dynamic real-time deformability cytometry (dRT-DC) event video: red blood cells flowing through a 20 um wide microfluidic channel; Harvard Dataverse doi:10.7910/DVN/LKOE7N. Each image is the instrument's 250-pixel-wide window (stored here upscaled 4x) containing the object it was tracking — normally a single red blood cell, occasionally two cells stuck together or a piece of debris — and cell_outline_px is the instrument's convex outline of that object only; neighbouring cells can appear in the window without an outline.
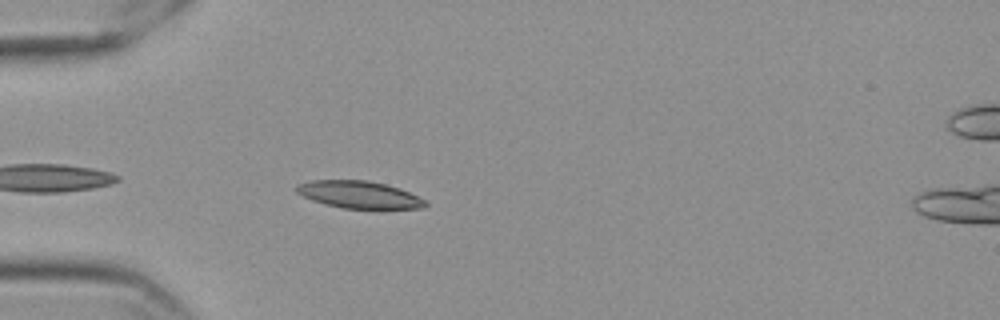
{"species": "Egyptian fruit bat (a non-hibernating species)", "species_latin": "Rousettus aegyptiacus", "temperature_condition": "cold", "stored_images_in_passage": 35, "camera_frame_rate_fps": 3000, "um_per_image_px": 0.085, "frame": {"image": 1, "passage_image": 2, "time_ms": 0.333, "image_size_px": [1000, 320], "cell_outline_px": [[428, 204], [424, 208], [344, 208], [324, 204], [312, 200], [296, 192], [296, 184], [312, 180], [368, 180], [400, 188], [424, 200]], "centroid_in_image_um": [30.49, 16.53], "position_along_channel_um": 54.5, "area_um2": 20.23}}
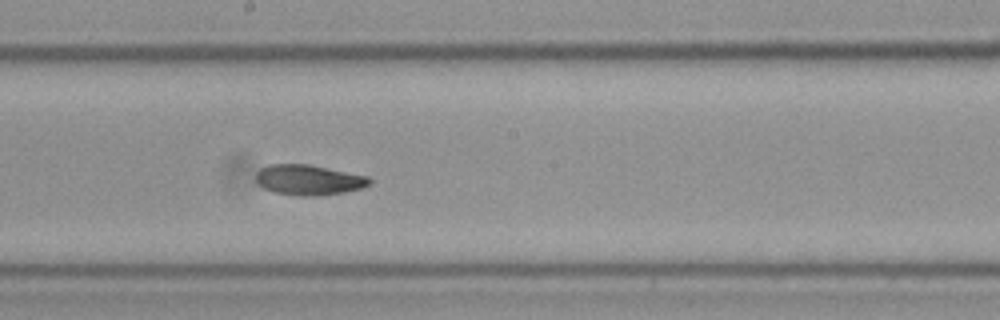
{"frame": {"image": 2, "passage_image": 17, "time_ms": 5.333, "image_size_px": [1000, 320], "cell_outline_px": [[372, 184], [360, 188], [344, 192], [316, 196], [300, 196], [272, 192], [264, 188], [256, 180], [256, 172], [260, 168], [268, 164], [308, 164], [368, 176], [372, 180]], "centroid_in_image_um": [26.23, 15.29], "position_along_channel_um": 222.0, "area_um2": 20.11}}
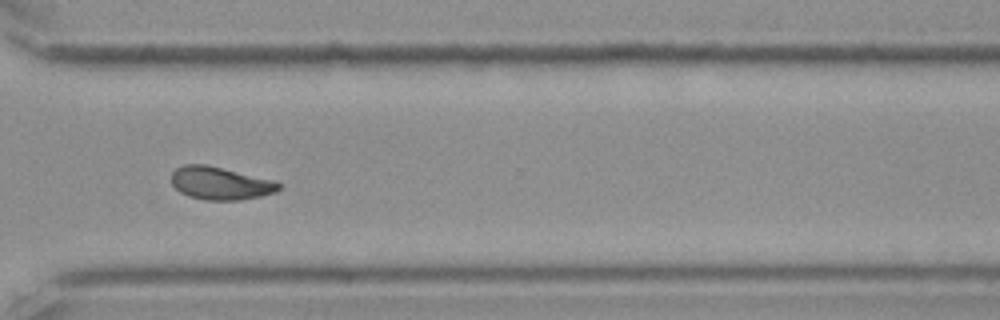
{"frame": {"image": 3, "passage_image": 28, "time_ms": 9.0, "image_size_px": [1000, 320], "cell_outline_px": [[284, 184], [276, 192], [260, 196], [240, 200], [204, 200], [188, 196], [180, 192], [172, 184], [172, 172], [176, 168], [184, 164], [204, 164], [276, 180]], "centroid_in_image_um": [18.76, 15.58], "position_along_channel_um": 351.8, "area_um2": 20.69}, "authors_computed_cell_mechanics": {"area_um2": 20.4612, "velocity_mm_per_s": 3.5458, "shape_relaxation_time_tau1_ms": 10.157, "shape_relaxation_time_tau2_ms": 4.0298, "deformation_change_tau1": 0.1871, "deformation_change_tau2": 0.087}}